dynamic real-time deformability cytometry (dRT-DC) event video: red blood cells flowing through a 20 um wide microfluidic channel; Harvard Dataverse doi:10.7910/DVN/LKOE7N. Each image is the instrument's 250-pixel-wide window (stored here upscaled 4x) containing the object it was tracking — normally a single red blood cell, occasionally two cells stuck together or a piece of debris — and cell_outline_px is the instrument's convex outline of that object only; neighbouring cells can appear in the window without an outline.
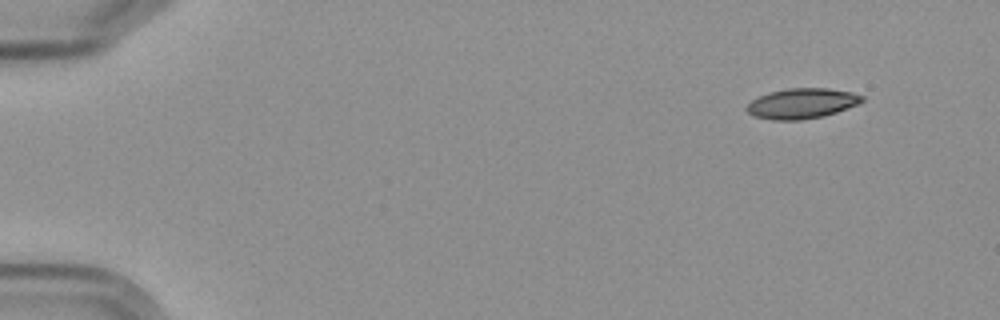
{"species": "Egyptian fruit bat (a non-hibernating species)", "species_latin": "Rousettus aegyptiacus", "temperature_condition": "cold", "stored_images_in_passage": 10, "camera_frame_rate_fps": 3000, "um_per_image_px": 0.085, "frame": {"image": 1, "passage_image": 1, "time_ms": 0.0, "image_size_px": [1000, 320], "cell_outline_px": [[864, 100], [856, 104], [836, 112], [824, 116], [800, 120], [772, 120], [756, 116], [748, 112], [744, 108], [752, 100], [760, 96], [772, 92], [788, 88], [828, 88], [852, 92], [864, 96]], "centroid_in_image_um": [68.16, 8.79], "position_along_channel_um": 16.8, "area_um2": 20.11}}
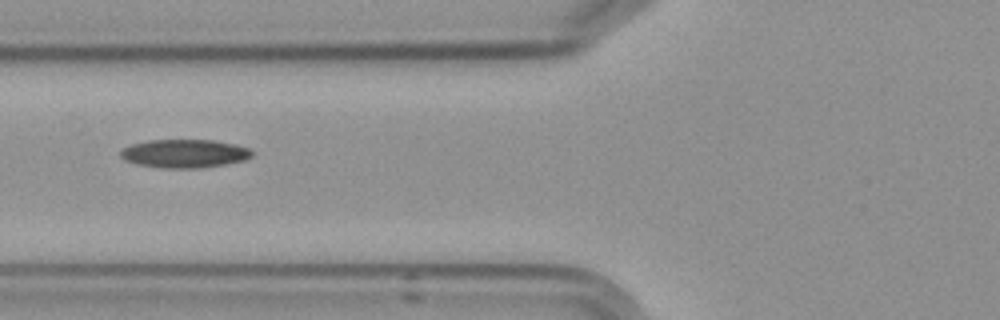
{"frame": {"image": 2, "passage_image": 6, "time_ms": 6.0, "image_size_px": [1000, 320], "cell_outline_px": [[252, 156], [244, 160], [224, 164], [200, 168], [164, 168], [136, 164], [120, 156], [120, 152], [124, 148], [132, 144], [148, 140], [212, 140], [236, 144], [248, 148], [252, 152]], "centroid_in_image_um": [15.69, 13.05], "position_along_channel_um": 110.1, "area_um2": 21.56}}
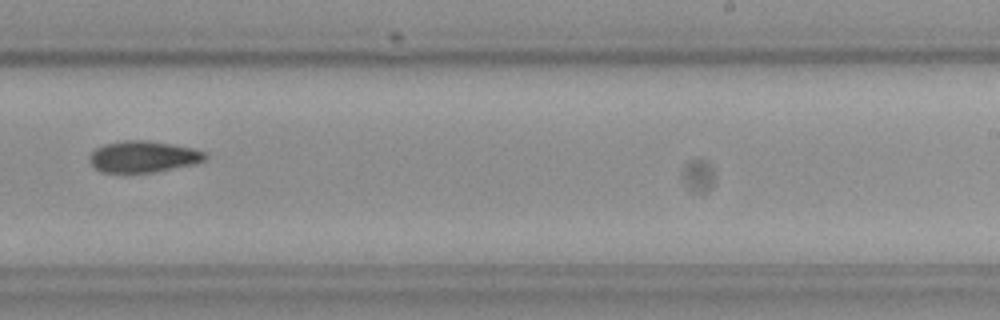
{"frame": {"image": 3, "passage_image": 10, "time_ms": 10.667, "image_size_px": [1000, 320], "cell_outline_px": [[208, 156], [204, 160], [192, 164], [152, 172], [100, 172], [88, 160], [88, 156], [96, 148], [104, 144], [124, 140], [144, 140], [172, 144], [192, 148], [204, 152]], "centroid_in_image_um": [12.13, 13.3], "position_along_channel_um": 276.9, "area_um2": 20.92}}